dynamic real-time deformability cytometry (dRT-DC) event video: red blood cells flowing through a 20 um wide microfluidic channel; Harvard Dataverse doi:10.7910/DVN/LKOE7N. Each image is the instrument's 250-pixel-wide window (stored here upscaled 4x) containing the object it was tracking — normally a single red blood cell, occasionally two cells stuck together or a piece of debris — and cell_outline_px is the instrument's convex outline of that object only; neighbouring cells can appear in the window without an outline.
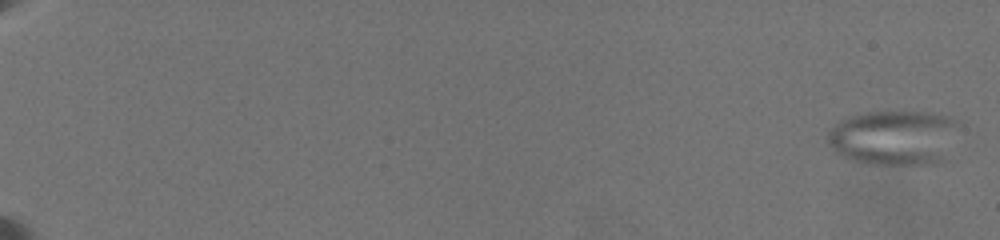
{"species": "common noctule bat (a hibernating species)", "species_latin": "Nyctalus noctula", "temperature_condition": "warm", "stored_images_in_passage": 37, "segment_of_instrument_passage": [1, 2], "camera_frame_rate_fps": 3000, "um_per_image_px": 0.085, "animal": {"sex": "female", "body_mass_g": 19.5, "forearm_length_mm": 54.1}, "frame": {"image": 1, "passage_image": 1, "time_ms": 0.0, "image_size_px": [1000, 240], "cell_outline_px": [[960, 124], [944, 160], [932, 164], [868, 164], [852, 160], [840, 156], [832, 152], [828, 144], [828, 132], [840, 120], [848, 116], [868, 112], [928, 112], [952, 116]], "centroid_in_image_um": [75.98, 11.69], "position_along_channel_um": 9.0, "area_um2": 42.43}}